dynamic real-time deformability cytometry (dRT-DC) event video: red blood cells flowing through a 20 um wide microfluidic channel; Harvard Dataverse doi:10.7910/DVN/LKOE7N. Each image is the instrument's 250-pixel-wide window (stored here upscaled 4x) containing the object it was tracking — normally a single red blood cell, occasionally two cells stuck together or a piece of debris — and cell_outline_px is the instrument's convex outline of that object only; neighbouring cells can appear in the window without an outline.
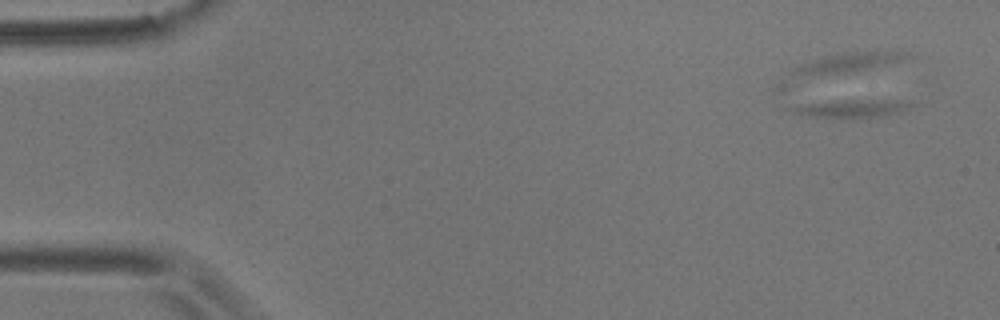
{"species": "common noctule bat (a hibernating species)", "species_latin": "Nyctalus noctula", "temperature_condition": "room temperature", "stored_images_in_passage": 4, "camera_frame_rate_fps": 3000, "um_per_image_px": 0.085, "animal": {"sex": "male", "body_mass_g": 17.9}, "frame": {"image": 1, "passage_image": 1, "time_ms": 0.0, "image_size_px": [1000, 320], "cell_outline_px": [[916, 104], [900, 112], [884, 116], [852, 120], [800, 116], [784, 108], [768, 88], [780, 84], [912, 100]], "centroid_in_image_um": [71.1, 8.77], "position_along_channel_um": 13.9, "area_um2": 23.41}}